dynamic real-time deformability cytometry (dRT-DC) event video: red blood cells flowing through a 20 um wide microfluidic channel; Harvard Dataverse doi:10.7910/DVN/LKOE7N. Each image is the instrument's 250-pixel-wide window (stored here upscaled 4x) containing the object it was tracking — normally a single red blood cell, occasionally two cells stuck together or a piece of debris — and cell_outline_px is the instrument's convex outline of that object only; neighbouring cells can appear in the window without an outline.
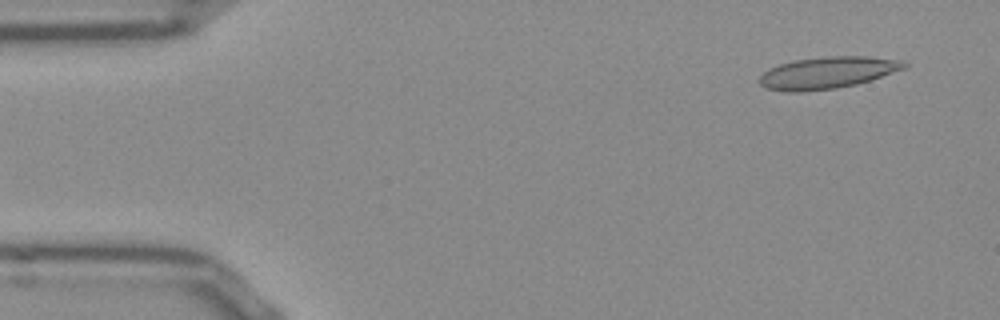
{"species": "Egyptian fruit bat (a non-hibernating species)", "species_latin": "Rousettus aegyptiacus", "temperature_condition": "room temperature", "stored_images_in_passage": 51, "camera_frame_rate_fps": 3000, "um_per_image_px": 0.085, "frame": {"image": 1, "passage_image": 3, "time_ms": 0.667, "image_size_px": [1000, 320], "cell_outline_px": [[908, 68], [856, 84], [832, 88], [800, 92], [788, 92], [764, 88], [760, 84], [760, 76], [768, 68], [792, 60], [824, 56], [868, 56], [904, 60], [908, 64]], "centroid_in_image_um": [70.35, 6.16], "position_along_channel_um": 14.7, "area_um2": 26.99}}
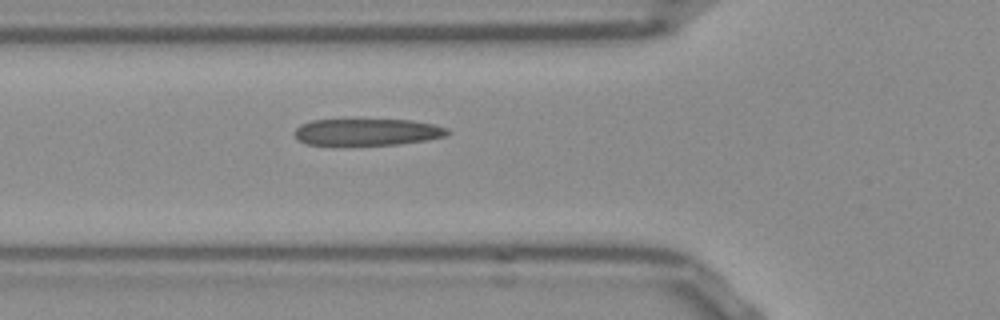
{"frame": {"image": 2, "passage_image": 17, "time_ms": 5.333, "image_size_px": [1000, 320], "cell_outline_px": [[452, 132], [448, 136], [428, 140], [400, 144], [308, 144], [300, 140], [292, 132], [300, 124], [312, 120], [412, 120], [432, 124], [448, 128]], "centroid_in_image_um": [31.28, 11.21], "position_along_channel_um": 94.5, "area_um2": 23.7}}
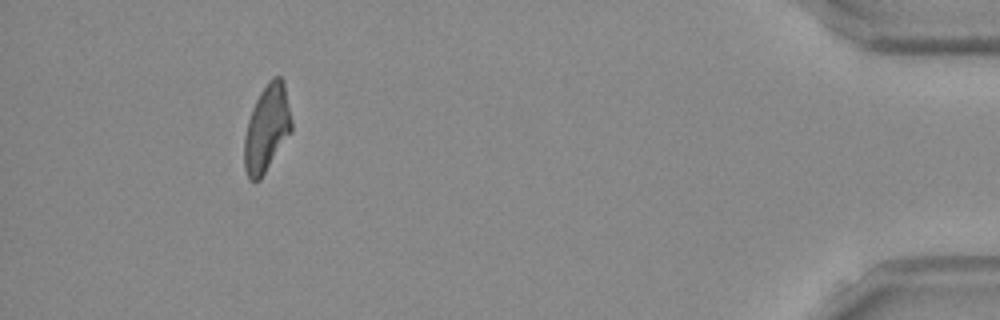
{"frame": {"image": 3, "passage_image": 47, "time_ms": 15.333, "image_size_px": [1000, 320], "cell_outline_px": [[292, 132], [260, 180], [252, 180], [248, 176], [244, 168], [244, 136], [248, 120], [252, 108], [260, 92], [268, 80], [272, 76], [280, 76], [284, 80], [292, 120]], "centroid_in_image_um": [22.69, 10.88], "position_along_channel_um": 412.5, "area_um2": 24.16}, "authors_computed_cell_mechanics": {"area_um2": 24.9118, "velocity_mm_per_s": 3.8513, "shape_relaxation_time_tau1_ms": null, "shape_relaxation_time_tau2_ms": 2.2559, "deformation_change_tau1": null, "deformation_change_tau2": 0.125}}